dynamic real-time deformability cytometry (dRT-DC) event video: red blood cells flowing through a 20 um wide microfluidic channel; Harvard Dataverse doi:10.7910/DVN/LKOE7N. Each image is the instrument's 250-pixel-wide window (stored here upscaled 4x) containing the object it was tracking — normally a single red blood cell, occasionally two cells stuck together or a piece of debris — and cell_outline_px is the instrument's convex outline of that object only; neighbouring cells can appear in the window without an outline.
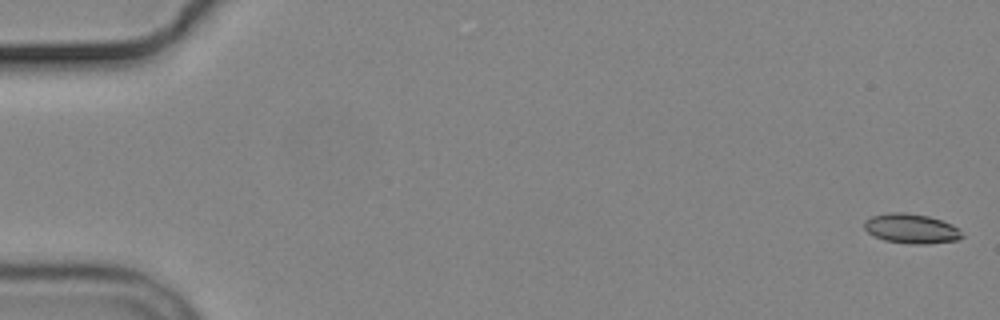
{"species": "common noctule bat (a hibernating species)", "species_latin": "Nyctalus noctula", "temperature_condition": "cold", "stored_images_in_passage": 5, "camera_frame_rate_fps": 3000, "um_per_image_px": 0.085, "animal": {"sex": "male", "body_mass_g": 19.2, "forearm_length_mm": 51.8}, "frame": {"image": 1, "passage_image": 1, "time_ms": 0.0, "image_size_px": [1000, 320], "cell_outline_px": [[964, 236], [960, 240], [928, 244], [908, 244], [884, 240], [872, 236], [864, 228], [864, 220], [872, 216], [892, 212], [904, 212], [928, 216], [952, 224]], "centroid_in_image_um": [77.44, 19.44], "position_along_channel_um": 7.6, "area_um2": 16.99}}